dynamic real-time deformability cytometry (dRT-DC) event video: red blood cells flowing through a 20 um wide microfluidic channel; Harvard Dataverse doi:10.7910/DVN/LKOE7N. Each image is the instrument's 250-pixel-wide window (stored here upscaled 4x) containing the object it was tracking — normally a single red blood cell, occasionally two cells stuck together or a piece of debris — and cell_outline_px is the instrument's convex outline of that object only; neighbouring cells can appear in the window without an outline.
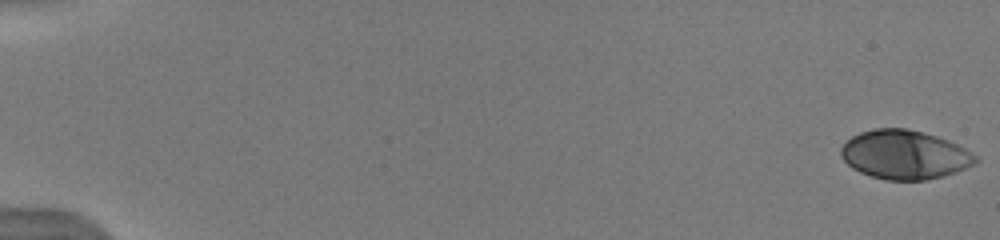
{"species": "human", "species_latin": "Homo sapiens", "temperature_condition": "warm", "stored_images_in_passage": 70, "camera_frame_rate_fps": 3000, "um_per_image_px": 0.085, "donor": {"sex": "male"}, "frame": {"image": 1, "passage_image": 1, "time_ms": 0.0, "image_size_px": [1000, 240], "cell_outline_px": [[980, 160], [976, 164], [956, 172], [924, 180], [884, 180], [860, 172], [852, 168], [840, 156], [840, 148], [852, 136], [860, 132], [876, 128], [904, 128], [936, 136], [948, 140], [972, 152]], "centroid_in_image_um": [76.89, 13.15], "position_along_channel_um": 8.1, "area_um2": 38.26}}
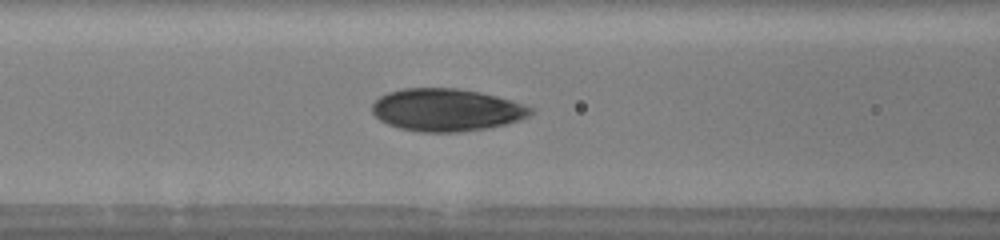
{"frame": {"image": 2, "passage_image": 37, "time_ms": 7.667, "image_size_px": [1000, 240], "cell_outline_px": [[536, 108], [528, 116], [520, 120], [488, 128], [460, 132], [420, 132], [400, 128], [388, 124], [380, 120], [372, 112], [372, 104], [380, 96], [388, 92], [404, 88], [456, 88], [480, 92], [512, 100]], "centroid_in_image_um": [37.97, 9.34], "position_along_channel_um": 128.6, "area_um2": 39.36}}
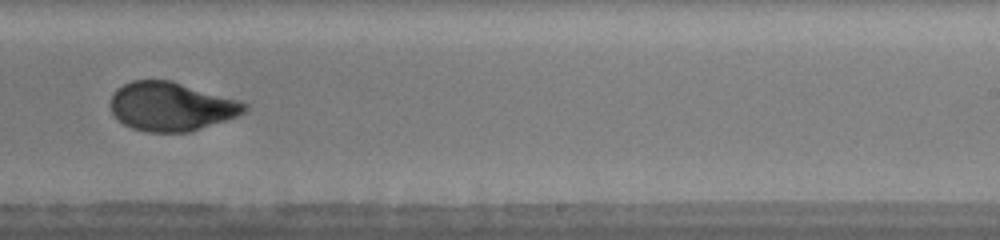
{"frame": {"image": 3, "passage_image": 49, "time_ms": 11.333, "image_size_px": [1000, 240], "cell_outline_px": [[248, 108], [240, 116], [192, 132], [148, 132], [132, 128], [124, 124], [112, 112], [112, 96], [116, 88], [132, 80], [172, 80], [236, 100], [248, 104]], "centroid_in_image_um": [14.58, 9.06], "position_along_channel_um": 274.4, "area_um2": 38.03}, "authors_computed_cell_mechanics": {"area_um2": 38.437, "velocity_mm_per_s": 3.9889, "shape_relaxation_time_tau1_ms": 4.2157, "shape_relaxation_time_tau2_ms": 0.9678, "deformation_change_tau1": 0.1745, "deformation_change_tau2": 0.0507}}